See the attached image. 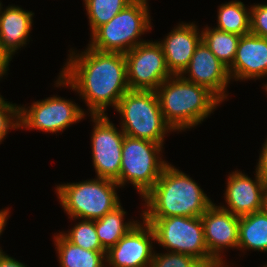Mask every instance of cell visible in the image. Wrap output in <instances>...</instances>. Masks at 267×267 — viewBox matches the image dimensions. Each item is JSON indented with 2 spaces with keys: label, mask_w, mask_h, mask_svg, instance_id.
I'll use <instances>...</instances> for the list:
<instances>
[{
  "label": "cell",
  "mask_w": 267,
  "mask_h": 267,
  "mask_svg": "<svg viewBox=\"0 0 267 267\" xmlns=\"http://www.w3.org/2000/svg\"><path fill=\"white\" fill-rule=\"evenodd\" d=\"M70 53L61 71L58 86H70L87 103L91 115H106L107 106L115 109L128 91L126 57L123 53L98 51L90 46L80 55Z\"/></svg>",
  "instance_id": "1"
},
{
  "label": "cell",
  "mask_w": 267,
  "mask_h": 267,
  "mask_svg": "<svg viewBox=\"0 0 267 267\" xmlns=\"http://www.w3.org/2000/svg\"><path fill=\"white\" fill-rule=\"evenodd\" d=\"M143 218L200 217L213 202L188 175L168 164L143 196Z\"/></svg>",
  "instance_id": "2"
},
{
  "label": "cell",
  "mask_w": 267,
  "mask_h": 267,
  "mask_svg": "<svg viewBox=\"0 0 267 267\" xmlns=\"http://www.w3.org/2000/svg\"><path fill=\"white\" fill-rule=\"evenodd\" d=\"M164 120L172 130H184L201 123L221 102L211 91L172 75L156 89Z\"/></svg>",
  "instance_id": "3"
},
{
  "label": "cell",
  "mask_w": 267,
  "mask_h": 267,
  "mask_svg": "<svg viewBox=\"0 0 267 267\" xmlns=\"http://www.w3.org/2000/svg\"><path fill=\"white\" fill-rule=\"evenodd\" d=\"M122 115L121 129L129 137L164 144L172 128L164 120L156 91L128 90L116 108Z\"/></svg>",
  "instance_id": "4"
},
{
  "label": "cell",
  "mask_w": 267,
  "mask_h": 267,
  "mask_svg": "<svg viewBox=\"0 0 267 267\" xmlns=\"http://www.w3.org/2000/svg\"><path fill=\"white\" fill-rule=\"evenodd\" d=\"M147 0H133L92 34L89 46L103 52L127 53L145 41L139 36L151 29Z\"/></svg>",
  "instance_id": "5"
},
{
  "label": "cell",
  "mask_w": 267,
  "mask_h": 267,
  "mask_svg": "<svg viewBox=\"0 0 267 267\" xmlns=\"http://www.w3.org/2000/svg\"><path fill=\"white\" fill-rule=\"evenodd\" d=\"M115 181L99 178L56 187L60 205L69 217L96 220L120 205Z\"/></svg>",
  "instance_id": "6"
},
{
  "label": "cell",
  "mask_w": 267,
  "mask_h": 267,
  "mask_svg": "<svg viewBox=\"0 0 267 267\" xmlns=\"http://www.w3.org/2000/svg\"><path fill=\"white\" fill-rule=\"evenodd\" d=\"M142 219L151 225L155 241L164 248L191 255L205 267L218 264L208 253L201 217L173 216Z\"/></svg>",
  "instance_id": "7"
},
{
  "label": "cell",
  "mask_w": 267,
  "mask_h": 267,
  "mask_svg": "<svg viewBox=\"0 0 267 267\" xmlns=\"http://www.w3.org/2000/svg\"><path fill=\"white\" fill-rule=\"evenodd\" d=\"M162 144L156 142L124 136L122 145V159L119 175V186L130 181L143 197L157 182L166 161L159 158ZM160 160H159V159Z\"/></svg>",
  "instance_id": "8"
},
{
  "label": "cell",
  "mask_w": 267,
  "mask_h": 267,
  "mask_svg": "<svg viewBox=\"0 0 267 267\" xmlns=\"http://www.w3.org/2000/svg\"><path fill=\"white\" fill-rule=\"evenodd\" d=\"M130 90L156 91L172 76L159 42L145 41L124 54Z\"/></svg>",
  "instance_id": "9"
},
{
  "label": "cell",
  "mask_w": 267,
  "mask_h": 267,
  "mask_svg": "<svg viewBox=\"0 0 267 267\" xmlns=\"http://www.w3.org/2000/svg\"><path fill=\"white\" fill-rule=\"evenodd\" d=\"M95 123L91 137L92 159L97 177L119 185L122 145L125 134L118 131L107 115H91Z\"/></svg>",
  "instance_id": "10"
},
{
  "label": "cell",
  "mask_w": 267,
  "mask_h": 267,
  "mask_svg": "<svg viewBox=\"0 0 267 267\" xmlns=\"http://www.w3.org/2000/svg\"><path fill=\"white\" fill-rule=\"evenodd\" d=\"M84 111L61 97H48L34 102L28 110L19 107V127L57 133L84 118Z\"/></svg>",
  "instance_id": "11"
},
{
  "label": "cell",
  "mask_w": 267,
  "mask_h": 267,
  "mask_svg": "<svg viewBox=\"0 0 267 267\" xmlns=\"http://www.w3.org/2000/svg\"><path fill=\"white\" fill-rule=\"evenodd\" d=\"M137 222L114 246L106 251L105 261L111 267H150L154 231L149 223ZM145 224V225H144ZM145 227V228H144Z\"/></svg>",
  "instance_id": "12"
},
{
  "label": "cell",
  "mask_w": 267,
  "mask_h": 267,
  "mask_svg": "<svg viewBox=\"0 0 267 267\" xmlns=\"http://www.w3.org/2000/svg\"><path fill=\"white\" fill-rule=\"evenodd\" d=\"M189 73L187 78L183 75ZM181 76L192 83L198 84L211 91L221 102L227 98L225 89L230 83L228 68L201 41L196 47L188 67Z\"/></svg>",
  "instance_id": "13"
},
{
  "label": "cell",
  "mask_w": 267,
  "mask_h": 267,
  "mask_svg": "<svg viewBox=\"0 0 267 267\" xmlns=\"http://www.w3.org/2000/svg\"><path fill=\"white\" fill-rule=\"evenodd\" d=\"M200 217L208 253L218 264H225L220 253L224 247L238 249L240 217L215 206L214 203Z\"/></svg>",
  "instance_id": "14"
},
{
  "label": "cell",
  "mask_w": 267,
  "mask_h": 267,
  "mask_svg": "<svg viewBox=\"0 0 267 267\" xmlns=\"http://www.w3.org/2000/svg\"><path fill=\"white\" fill-rule=\"evenodd\" d=\"M255 176V180H252L238 171L230 174L225 191L229 208L220 207L238 217L261 211L265 183L257 171Z\"/></svg>",
  "instance_id": "15"
},
{
  "label": "cell",
  "mask_w": 267,
  "mask_h": 267,
  "mask_svg": "<svg viewBox=\"0 0 267 267\" xmlns=\"http://www.w3.org/2000/svg\"><path fill=\"white\" fill-rule=\"evenodd\" d=\"M228 72L235 80L267 76V38L252 33L242 35Z\"/></svg>",
  "instance_id": "16"
},
{
  "label": "cell",
  "mask_w": 267,
  "mask_h": 267,
  "mask_svg": "<svg viewBox=\"0 0 267 267\" xmlns=\"http://www.w3.org/2000/svg\"><path fill=\"white\" fill-rule=\"evenodd\" d=\"M193 24H179L159 44L165 55L168 70L172 75H181L188 67L196 47L202 41V34Z\"/></svg>",
  "instance_id": "17"
},
{
  "label": "cell",
  "mask_w": 267,
  "mask_h": 267,
  "mask_svg": "<svg viewBox=\"0 0 267 267\" xmlns=\"http://www.w3.org/2000/svg\"><path fill=\"white\" fill-rule=\"evenodd\" d=\"M33 13L20 7L10 6L0 12V40L3 49L12 55L21 46L27 44L32 27Z\"/></svg>",
  "instance_id": "18"
},
{
  "label": "cell",
  "mask_w": 267,
  "mask_h": 267,
  "mask_svg": "<svg viewBox=\"0 0 267 267\" xmlns=\"http://www.w3.org/2000/svg\"><path fill=\"white\" fill-rule=\"evenodd\" d=\"M55 237L61 267H105L106 251H90L71 243L62 233Z\"/></svg>",
  "instance_id": "19"
},
{
  "label": "cell",
  "mask_w": 267,
  "mask_h": 267,
  "mask_svg": "<svg viewBox=\"0 0 267 267\" xmlns=\"http://www.w3.org/2000/svg\"><path fill=\"white\" fill-rule=\"evenodd\" d=\"M238 248L267 252V214L262 210L240 217Z\"/></svg>",
  "instance_id": "20"
},
{
  "label": "cell",
  "mask_w": 267,
  "mask_h": 267,
  "mask_svg": "<svg viewBox=\"0 0 267 267\" xmlns=\"http://www.w3.org/2000/svg\"><path fill=\"white\" fill-rule=\"evenodd\" d=\"M125 213L120 204L102 218L94 220L98 239L106 251L137 224V221L124 223L123 217Z\"/></svg>",
  "instance_id": "21"
},
{
  "label": "cell",
  "mask_w": 267,
  "mask_h": 267,
  "mask_svg": "<svg viewBox=\"0 0 267 267\" xmlns=\"http://www.w3.org/2000/svg\"><path fill=\"white\" fill-rule=\"evenodd\" d=\"M217 23L215 29L239 36L246 35L250 33V9H246L243 2L236 0L222 4Z\"/></svg>",
  "instance_id": "22"
},
{
  "label": "cell",
  "mask_w": 267,
  "mask_h": 267,
  "mask_svg": "<svg viewBox=\"0 0 267 267\" xmlns=\"http://www.w3.org/2000/svg\"><path fill=\"white\" fill-rule=\"evenodd\" d=\"M201 34L202 41L229 68L235 59L241 36L209 27L202 30Z\"/></svg>",
  "instance_id": "23"
},
{
  "label": "cell",
  "mask_w": 267,
  "mask_h": 267,
  "mask_svg": "<svg viewBox=\"0 0 267 267\" xmlns=\"http://www.w3.org/2000/svg\"><path fill=\"white\" fill-rule=\"evenodd\" d=\"M133 0H84L91 32L109 22Z\"/></svg>",
  "instance_id": "24"
},
{
  "label": "cell",
  "mask_w": 267,
  "mask_h": 267,
  "mask_svg": "<svg viewBox=\"0 0 267 267\" xmlns=\"http://www.w3.org/2000/svg\"><path fill=\"white\" fill-rule=\"evenodd\" d=\"M71 243L90 251H106L97 236L94 220H82L63 234Z\"/></svg>",
  "instance_id": "25"
},
{
  "label": "cell",
  "mask_w": 267,
  "mask_h": 267,
  "mask_svg": "<svg viewBox=\"0 0 267 267\" xmlns=\"http://www.w3.org/2000/svg\"><path fill=\"white\" fill-rule=\"evenodd\" d=\"M150 267H205L198 259L188 254L170 252L153 254Z\"/></svg>",
  "instance_id": "26"
},
{
  "label": "cell",
  "mask_w": 267,
  "mask_h": 267,
  "mask_svg": "<svg viewBox=\"0 0 267 267\" xmlns=\"http://www.w3.org/2000/svg\"><path fill=\"white\" fill-rule=\"evenodd\" d=\"M19 107L10 102H6L2 96L0 97V142L4 140L9 129L20 128Z\"/></svg>",
  "instance_id": "27"
},
{
  "label": "cell",
  "mask_w": 267,
  "mask_h": 267,
  "mask_svg": "<svg viewBox=\"0 0 267 267\" xmlns=\"http://www.w3.org/2000/svg\"><path fill=\"white\" fill-rule=\"evenodd\" d=\"M250 33L267 38V4L250 8Z\"/></svg>",
  "instance_id": "28"
},
{
  "label": "cell",
  "mask_w": 267,
  "mask_h": 267,
  "mask_svg": "<svg viewBox=\"0 0 267 267\" xmlns=\"http://www.w3.org/2000/svg\"><path fill=\"white\" fill-rule=\"evenodd\" d=\"M258 161L259 162L256 167V171L260 175L263 182L267 184V139H266L265 144L263 145Z\"/></svg>",
  "instance_id": "29"
},
{
  "label": "cell",
  "mask_w": 267,
  "mask_h": 267,
  "mask_svg": "<svg viewBox=\"0 0 267 267\" xmlns=\"http://www.w3.org/2000/svg\"><path fill=\"white\" fill-rule=\"evenodd\" d=\"M0 267H26L23 263L15 260L14 258L0 252Z\"/></svg>",
  "instance_id": "30"
},
{
  "label": "cell",
  "mask_w": 267,
  "mask_h": 267,
  "mask_svg": "<svg viewBox=\"0 0 267 267\" xmlns=\"http://www.w3.org/2000/svg\"><path fill=\"white\" fill-rule=\"evenodd\" d=\"M11 57L7 54V52L3 49L1 40H0V71L5 75L9 62L11 61Z\"/></svg>",
  "instance_id": "31"
},
{
  "label": "cell",
  "mask_w": 267,
  "mask_h": 267,
  "mask_svg": "<svg viewBox=\"0 0 267 267\" xmlns=\"http://www.w3.org/2000/svg\"><path fill=\"white\" fill-rule=\"evenodd\" d=\"M8 214H9L8 208L0 211V235L4 229V226L6 225ZM1 251L2 249H0V252Z\"/></svg>",
  "instance_id": "32"
},
{
  "label": "cell",
  "mask_w": 267,
  "mask_h": 267,
  "mask_svg": "<svg viewBox=\"0 0 267 267\" xmlns=\"http://www.w3.org/2000/svg\"><path fill=\"white\" fill-rule=\"evenodd\" d=\"M265 214H267V184H265L262 200V209Z\"/></svg>",
  "instance_id": "33"
},
{
  "label": "cell",
  "mask_w": 267,
  "mask_h": 267,
  "mask_svg": "<svg viewBox=\"0 0 267 267\" xmlns=\"http://www.w3.org/2000/svg\"><path fill=\"white\" fill-rule=\"evenodd\" d=\"M225 264H217V265H215V266H211V267H226V266H224Z\"/></svg>",
  "instance_id": "34"
},
{
  "label": "cell",
  "mask_w": 267,
  "mask_h": 267,
  "mask_svg": "<svg viewBox=\"0 0 267 267\" xmlns=\"http://www.w3.org/2000/svg\"><path fill=\"white\" fill-rule=\"evenodd\" d=\"M3 75H4V74L0 71V77L3 76ZM0 97H1V95H0Z\"/></svg>",
  "instance_id": "35"
}]
</instances>
